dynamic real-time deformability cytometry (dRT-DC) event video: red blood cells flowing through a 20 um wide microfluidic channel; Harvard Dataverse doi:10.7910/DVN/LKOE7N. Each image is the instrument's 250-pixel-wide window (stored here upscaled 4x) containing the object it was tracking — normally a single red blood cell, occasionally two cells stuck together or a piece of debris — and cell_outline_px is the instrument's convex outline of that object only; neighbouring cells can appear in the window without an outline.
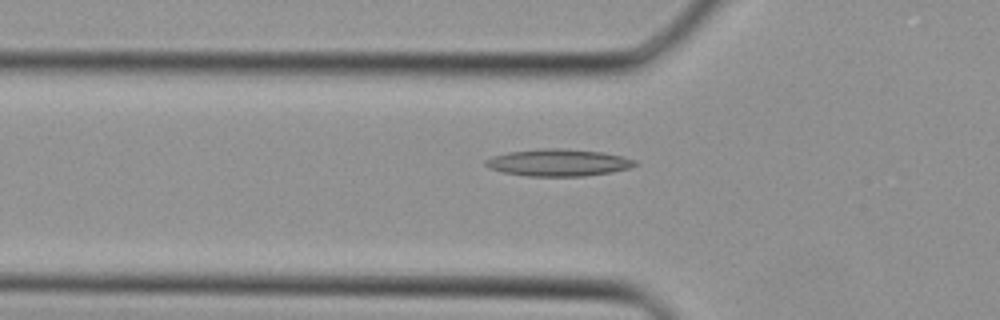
{"species": "Egyptian fruit bat (a non-hibernating species)", "species_latin": "Rousettus aegyptiacus", "temperature_condition": "cold", "stored_images_in_passage": 21, "camera_frame_rate_fps": 3000, "um_per_image_px": 0.085, "animal": {"sex": "female"}, "frame": {"image": 1, "passage_image": 13, "time_ms": 4.0, "image_size_px": [1000, 320], "cell_outline_px": [[640, 164], [628, 168], [612, 172], [584, 176], [528, 176], [500, 172], [488, 168], [484, 164], [484, 160], [492, 156], [508, 152], [540, 148], [560, 148], [600, 152], [624, 156], [636, 160]], "centroid_in_image_um": [47.44, 13.82], "position_along_channel_um": 78.4, "area_um2": 23.76}}
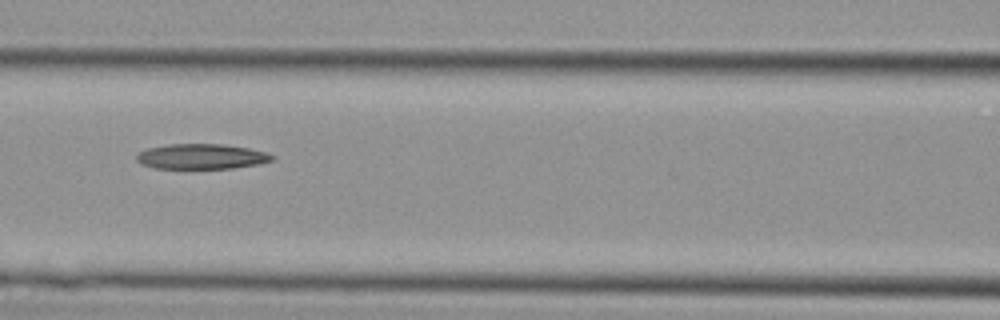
{"frame": {"image": 2, "passage_image": 17, "time_ms": 5.333, "image_size_px": [1000, 320], "cell_outline_px": [[276, 160], [260, 164], [232, 168], [156, 168], [140, 164], [136, 160], [136, 156], [140, 152], [148, 148], [168, 144], [224, 144], [248, 148], [264, 152], [276, 156]], "centroid_in_image_um": [17.16, 13.3], "position_along_channel_um": 149.4, "area_um2": 19.94}}
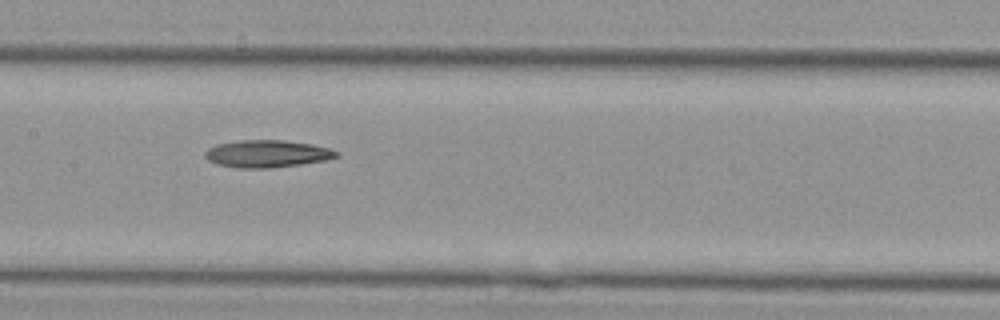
{"frame": {"image": 3, "passage_image": 19, "time_ms": 6.0, "image_size_px": [1000, 320], "cell_outline_px": [[340, 156], [324, 160], [300, 164], [272, 168], [240, 168], [216, 164], [208, 160], [204, 156], [204, 152], [208, 148], [216, 144], [240, 140], [284, 140], [312, 144], [328, 148], [340, 152]], "centroid_in_image_um": [22.68, 13.06], "position_along_channel_um": 184.7, "area_um2": 20.98}}